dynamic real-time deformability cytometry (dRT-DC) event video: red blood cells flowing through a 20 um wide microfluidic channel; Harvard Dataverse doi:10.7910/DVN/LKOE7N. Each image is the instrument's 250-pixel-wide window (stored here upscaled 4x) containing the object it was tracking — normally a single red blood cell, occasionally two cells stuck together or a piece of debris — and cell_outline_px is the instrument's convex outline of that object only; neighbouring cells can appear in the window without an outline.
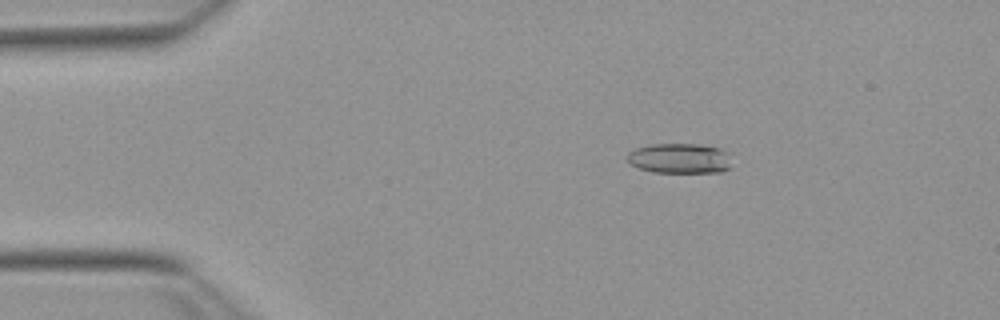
{"species": "Egyptian fruit bat (a non-hibernating species)", "species_latin": "Rousettus aegyptiacus", "temperature_condition": "warm", "stored_images_in_passage": 52, "camera_frame_rate_fps": 3000, "um_per_image_px": 0.085, "animal": {"sex": "female"}, "frame": {"image": 1, "passage_image": 8, "time_ms": 2.333, "image_size_px": [1000, 320], "cell_outline_px": [[728, 168], [720, 172], [652, 172], [628, 164], [628, 152], [636, 148], [652, 144], [700, 144], [720, 148], [728, 152]], "centroid_in_image_um": [57.73, 13.45], "position_along_channel_um": 27.3, "area_um2": 18.21}}
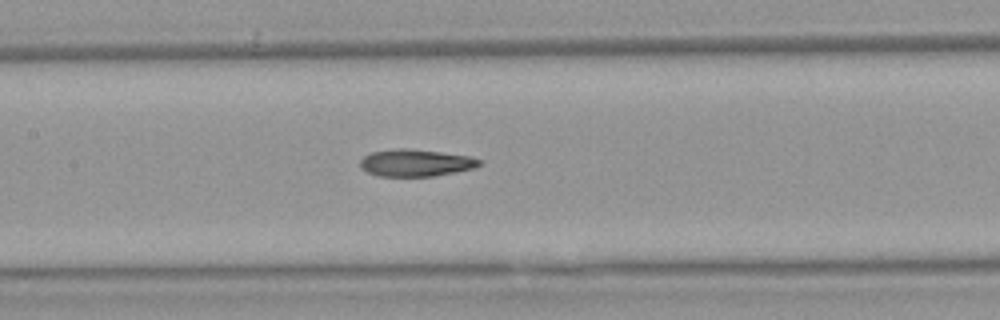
{"frame": {"image": 2, "passage_image": 24, "time_ms": 7.667, "image_size_px": [1000, 320], "cell_outline_px": [[484, 160], [476, 168], [456, 172], [432, 176], [380, 176], [368, 172], [360, 168], [360, 160], [364, 156], [372, 152], [396, 148], [408, 148], [472, 156]], "centroid_in_image_um": [35.37, 13.83], "position_along_channel_um": 172.0, "area_um2": 18.96}}
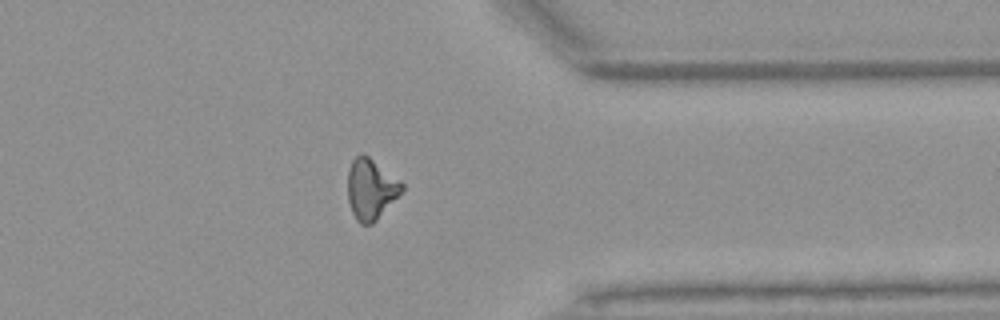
{"frame": {"image": 3, "passage_image": 41, "time_ms": 13.333, "image_size_px": [1000, 320], "cell_outline_px": [[404, 188], [376, 220], [372, 224], [360, 224], [356, 220], [352, 212], [348, 200], [348, 168], [352, 160], [360, 152], [364, 152], [400, 180], [404, 184]], "centroid_in_image_um": [31.5, 16.03], "position_along_channel_um": 379.9, "area_um2": 19.13}, "authors_computed_cell_mechanics": {"area_um2": 18.9006, "velocity_mm_per_s": 3.8404, "shape_relaxation_time_tau1_ms": null, "shape_relaxation_time_tau2_ms": 3.058, "deformation_change_tau1": null, "deformation_change_tau2": 0.1271}}